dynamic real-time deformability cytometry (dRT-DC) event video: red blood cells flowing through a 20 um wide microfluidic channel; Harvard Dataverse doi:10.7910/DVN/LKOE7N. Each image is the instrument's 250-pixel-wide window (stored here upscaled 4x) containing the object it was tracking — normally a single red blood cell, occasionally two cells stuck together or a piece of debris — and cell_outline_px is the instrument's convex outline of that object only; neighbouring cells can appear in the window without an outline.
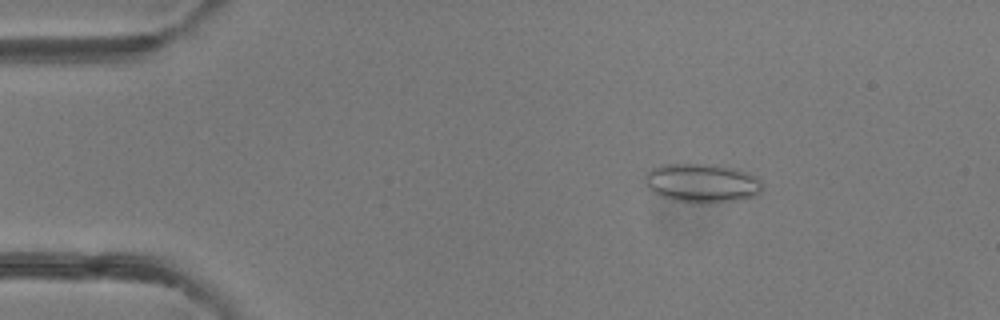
{"species": "common noctule bat (a hibernating species)", "species_latin": "Nyctalus noctula", "temperature_condition": "room temperature", "stored_images_in_passage": 49, "camera_frame_rate_fps": 3000, "um_per_image_px": 0.085, "animal": {"sex": "female"}, "frame": {"image": 1, "passage_image": 8, "time_ms": 2.333, "image_size_px": [1000, 320], "cell_outline_px": [[764, 188], [756, 196], [736, 200], [676, 200], [660, 196], [652, 192], [644, 184], [644, 176], [652, 168], [660, 164], [720, 164], [736, 168], [760, 180]], "centroid_in_image_um": [59.64, 15.5], "position_along_channel_um": 25.4, "area_um2": 26.07}}
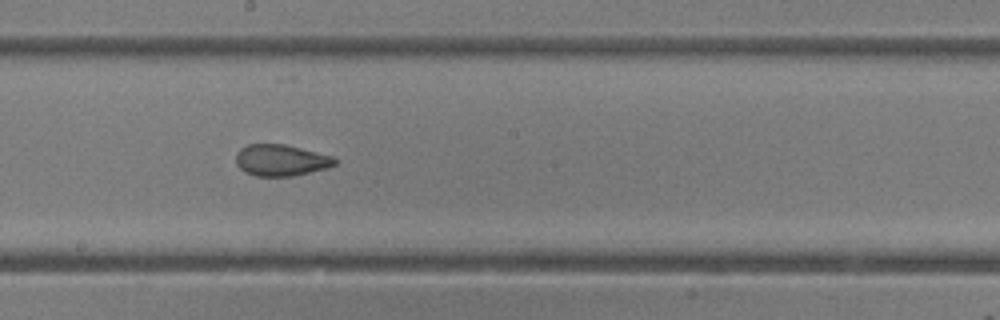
{"frame": {"image": 2, "passage_image": 27, "time_ms": 8.667, "image_size_px": [1000, 320], "cell_outline_px": [[340, 160], [336, 164], [328, 168], [292, 176], [256, 176], [244, 172], [236, 164], [236, 152], [240, 148], [248, 144], [284, 144], [336, 156]], "centroid_in_image_um": [23.92, 13.61], "position_along_channel_um": 224.3, "area_um2": 18.44}}
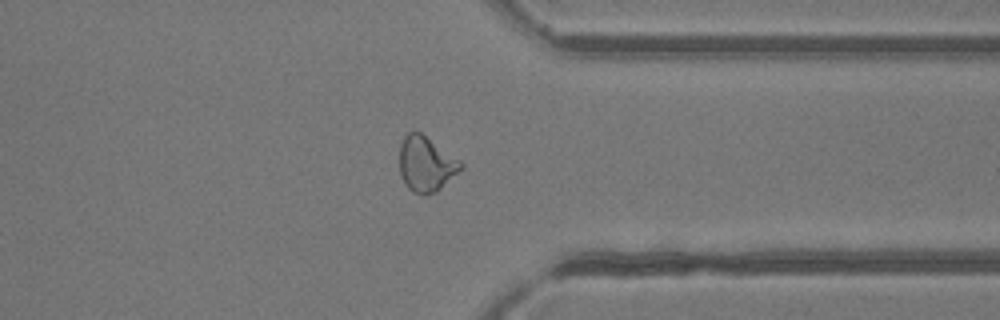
{"frame": {"image": 3, "passage_image": 38, "time_ms": 12.333, "image_size_px": [1000, 320], "cell_outline_px": [[464, 168], [436, 192], [424, 196], [420, 196], [412, 192], [404, 184], [400, 176], [400, 144], [404, 136], [408, 132], [420, 132], [460, 160], [464, 164]], "centroid_in_image_um": [36.21, 13.98], "position_along_channel_um": 375.2, "area_um2": 19.94}, "authors_computed_cell_mechanics": {"area_um2": 19.941, "velocity_mm_per_s": 4.2349, "shape_relaxation_time_tau1_ms": null, "shape_relaxation_time_tau2_ms": 1.0942, "deformation_change_tau1": null, "deformation_change_tau2": 0.0652}}